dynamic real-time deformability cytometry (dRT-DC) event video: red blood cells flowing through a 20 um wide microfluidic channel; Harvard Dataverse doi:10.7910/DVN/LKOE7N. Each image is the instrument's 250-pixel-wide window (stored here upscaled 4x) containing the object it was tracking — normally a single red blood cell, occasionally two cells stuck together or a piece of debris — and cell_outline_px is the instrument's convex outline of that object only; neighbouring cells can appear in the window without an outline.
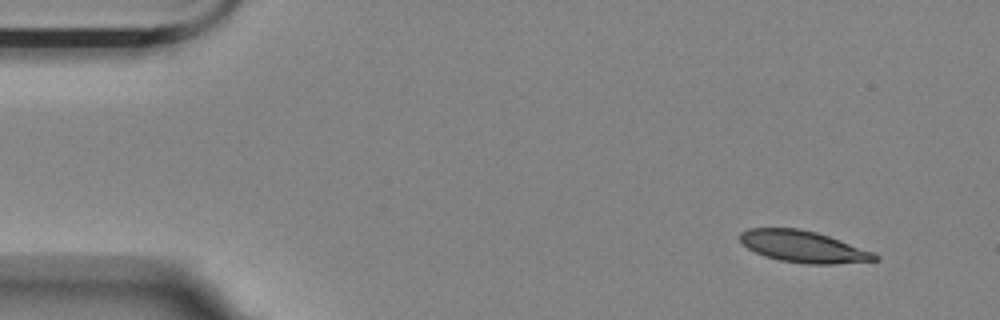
{"species": "Egyptian fruit bat (a non-hibernating species)", "species_latin": "Rousettus aegyptiacus", "temperature_condition": "room temperature", "stored_images_in_passage": 10, "camera_frame_rate_fps": 3000, "um_per_image_px": 0.085, "animal": {"sex": "female"}, "frame": {"image": 1, "passage_image": 1, "time_ms": 0.0, "image_size_px": [1000, 320], "cell_outline_px": [[880, 260], [836, 264], [808, 264], [780, 260], [764, 256], [748, 248], [740, 240], [740, 232], [748, 228], [800, 228], [816, 232], [876, 252], [880, 256]], "centroid_in_image_um": [68.33, 20.96], "position_along_channel_um": 16.7, "area_um2": 24.97}}
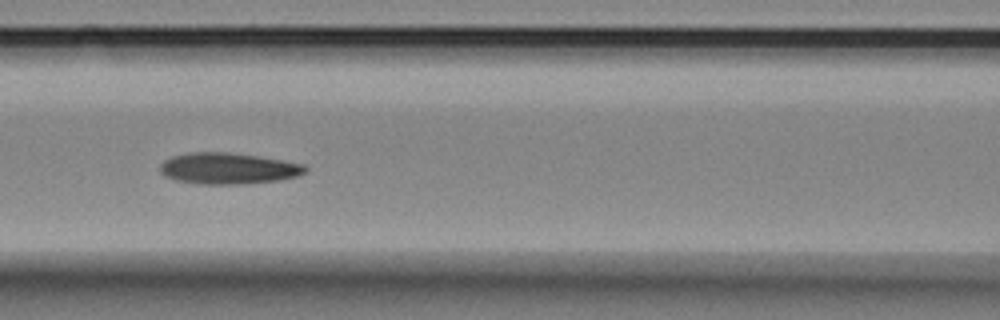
{"frame": {"image": 2, "passage_image": 6, "time_ms": 1.667, "image_size_px": [1000, 320], "cell_outline_px": [[308, 172], [296, 176], [280, 180], [244, 184], [196, 184], [176, 180], [164, 176], [160, 172], [160, 164], [164, 160], [172, 156], [188, 152], [228, 152], [284, 160], [304, 164], [308, 168]], "centroid_in_image_um": [19.39, 14.32], "position_along_channel_um": 147.2, "area_um2": 26.7}}
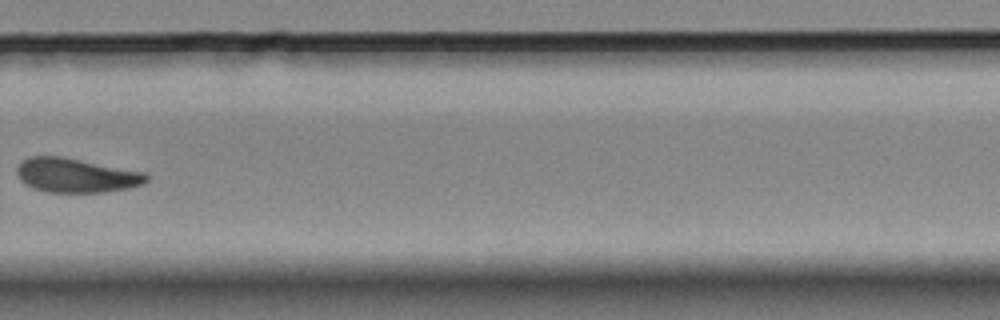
{"frame": {"image": 3, "passage_image": 10, "time_ms": 3.0, "image_size_px": [1000, 320], "cell_outline_px": [[148, 180], [144, 184], [128, 188], [108, 192], [48, 192], [32, 188], [24, 184], [20, 180], [16, 172], [16, 168], [20, 160], [28, 156], [64, 156], [148, 172]], "centroid_in_image_um": [6.48, 14.89], "position_along_channel_um": 323.3, "area_um2": 26.53}}